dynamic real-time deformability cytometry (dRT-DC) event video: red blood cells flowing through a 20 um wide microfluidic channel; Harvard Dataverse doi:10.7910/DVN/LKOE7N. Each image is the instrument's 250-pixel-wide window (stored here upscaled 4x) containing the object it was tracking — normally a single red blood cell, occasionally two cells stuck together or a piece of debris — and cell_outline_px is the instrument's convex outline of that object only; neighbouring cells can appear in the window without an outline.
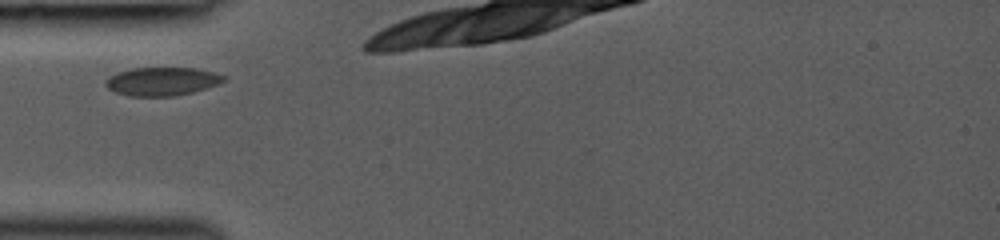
{"species": "common noctule bat (a hibernating species)", "species_latin": "Nyctalus noctula", "temperature_condition": "room temperature", "stored_images_in_passage": 4, "camera_frame_rate_fps": 3000, "um_per_image_px": 0.085, "animal": {"sex": "female", "body_mass_g": 19.0, "forearm_length_mm": 53.3}, "frame": {"image": 1, "passage_image": 1, "time_ms": 0.0, "image_size_px": [1000, 240], "cell_outline_px": [[224, 80], [216, 84], [192, 92], [176, 96], [128, 96], [116, 92], [108, 88], [104, 84], [104, 80], [116, 72], [132, 68], [196, 68], [216, 72], [224, 76]], "centroid_in_image_um": [13.72, 6.91], "position_along_channel_um": 71.3, "area_um2": 19.48}}